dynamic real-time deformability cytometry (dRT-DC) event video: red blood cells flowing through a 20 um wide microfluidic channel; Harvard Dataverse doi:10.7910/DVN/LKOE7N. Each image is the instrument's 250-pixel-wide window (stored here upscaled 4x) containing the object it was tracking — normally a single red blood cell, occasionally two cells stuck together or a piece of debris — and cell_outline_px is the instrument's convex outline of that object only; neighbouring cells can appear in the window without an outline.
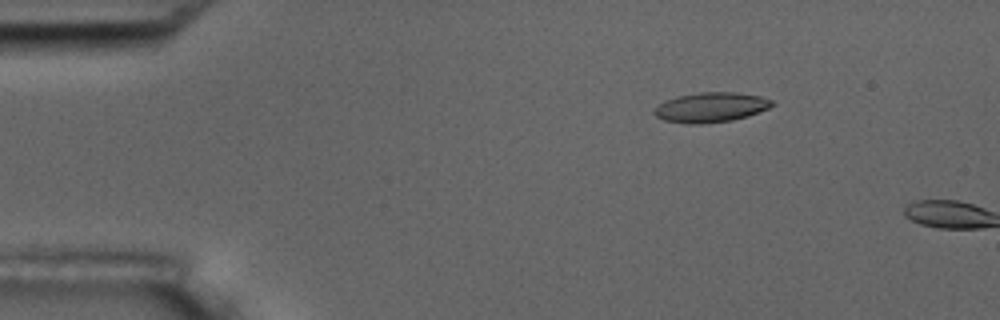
{"species": "common noctule bat (a hibernating species)", "species_latin": "Nyctalus noctula", "temperature_condition": "room temperature", "stored_images_in_passage": 4, "camera_frame_rate_fps": 3000, "um_per_image_px": 0.085, "animal": {"sex": "male", "body_mass_g": 17.5, "forearm_length_mm": 52.3}, "frame": {"image": 1, "passage_image": 3, "time_ms": 2.333, "image_size_px": [1000, 320], "cell_outline_px": [[776, 104], [768, 108], [748, 116], [732, 120], [704, 124], [684, 124], [664, 120], [656, 116], [652, 112], [664, 100], [676, 96], [700, 92], [736, 92], [760, 96], [772, 100]], "centroid_in_image_um": [60.41, 9.12], "position_along_channel_um": 24.6, "area_um2": 20.63}}